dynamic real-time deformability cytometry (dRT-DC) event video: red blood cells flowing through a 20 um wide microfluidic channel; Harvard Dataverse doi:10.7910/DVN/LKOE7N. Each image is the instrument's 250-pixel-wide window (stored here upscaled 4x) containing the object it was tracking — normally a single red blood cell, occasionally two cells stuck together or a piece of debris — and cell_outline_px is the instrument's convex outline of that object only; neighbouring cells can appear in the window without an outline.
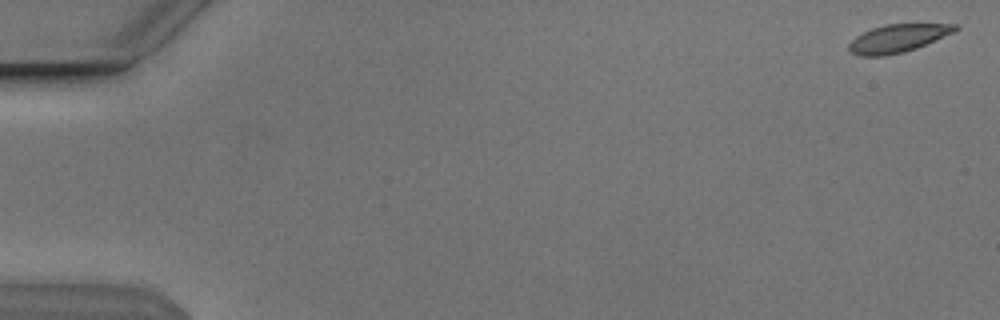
{"species": "Egyptian fruit bat (a non-hibernating species)", "species_latin": "Rousettus aegyptiacus", "temperature_condition": "cold", "stored_images_in_passage": 15, "camera_frame_rate_fps": 3000, "um_per_image_px": 0.085, "animal": {"sex": "male"}, "frame": {"image": 1, "passage_image": 1, "time_ms": 0.0, "image_size_px": [1000, 320], "cell_outline_px": [[960, 28], [952, 32], [916, 48], [904, 52], [884, 56], [860, 56], [852, 52], [848, 48], [848, 44], [856, 36], [872, 28], [884, 24], [956, 24]], "centroid_in_image_um": [76.27, 3.26], "position_along_channel_um": 8.7, "area_um2": 17.05}}
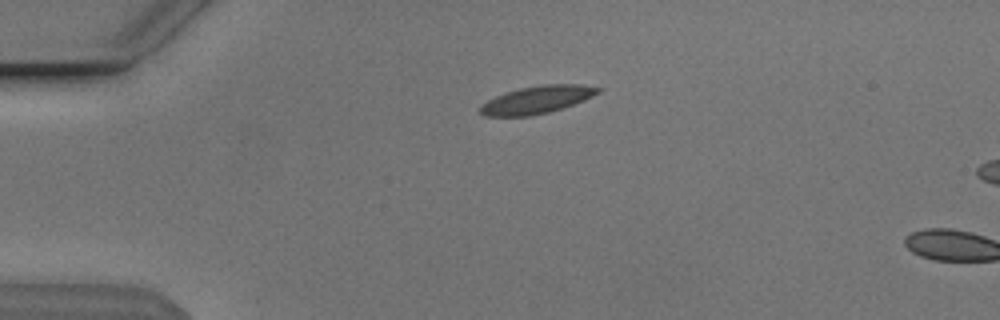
{"frame": {"image": 2, "passage_image": 13, "time_ms": 4.0, "image_size_px": [1000, 320], "cell_outline_px": [[604, 88], [600, 92], [584, 100], [548, 112], [528, 116], [484, 116], [480, 112], [480, 108], [488, 100], [496, 96], [520, 88], [540, 84], [580, 84]], "centroid_in_image_um": [45.68, 8.46], "position_along_channel_um": 39.3, "area_um2": 18.67}}